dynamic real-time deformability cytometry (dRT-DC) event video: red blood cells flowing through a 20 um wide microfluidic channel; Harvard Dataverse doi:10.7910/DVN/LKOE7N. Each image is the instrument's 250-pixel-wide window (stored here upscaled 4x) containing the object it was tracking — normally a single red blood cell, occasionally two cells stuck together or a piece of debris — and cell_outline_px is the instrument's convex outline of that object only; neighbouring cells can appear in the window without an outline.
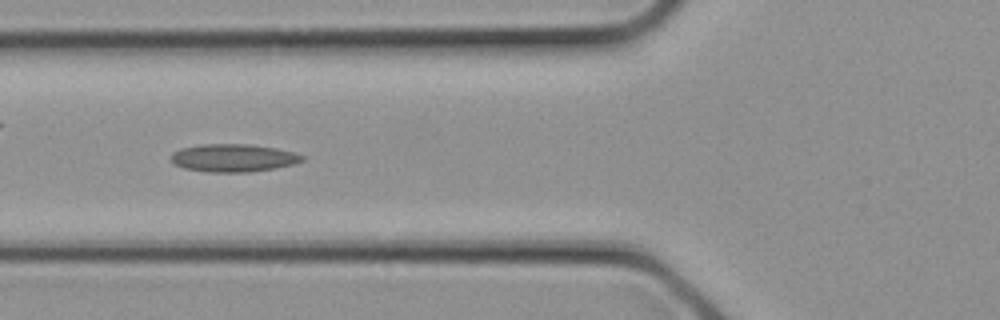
{"species": "common noctule bat (a hibernating species)", "species_latin": "Nyctalus noctula", "temperature_condition": "cold", "stored_images_in_passage": 13, "camera_frame_rate_fps": 3000, "um_per_image_px": 0.085, "animal": {"sex": "female", "body_mass_g": 21.9}, "frame": {"image": 1, "passage_image": 10, "time_ms": 3.0, "image_size_px": [1000, 320], "cell_outline_px": [[304, 160], [292, 164], [272, 168], [248, 172], [208, 172], [184, 168], [176, 164], [172, 160], [172, 152], [180, 148], [200, 144], [248, 144], [276, 148], [292, 152], [304, 156]], "centroid_in_image_um": [19.8, 13.41], "position_along_channel_um": 106.0, "area_um2": 21.04}}